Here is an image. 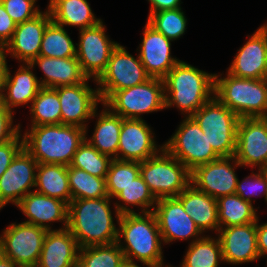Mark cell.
I'll return each instance as SVG.
<instances>
[{"label":"cell","mask_w":267,"mask_h":267,"mask_svg":"<svg viewBox=\"0 0 267 267\" xmlns=\"http://www.w3.org/2000/svg\"><path fill=\"white\" fill-rule=\"evenodd\" d=\"M110 197L75 199L68 204L67 229L79 248L117 242L118 228L110 207Z\"/></svg>","instance_id":"6da1fadb"},{"label":"cell","mask_w":267,"mask_h":267,"mask_svg":"<svg viewBox=\"0 0 267 267\" xmlns=\"http://www.w3.org/2000/svg\"><path fill=\"white\" fill-rule=\"evenodd\" d=\"M118 226L117 243L127 261L136 259L147 267L166 265L161 247L163 240L153 211L121 214Z\"/></svg>","instance_id":"7a4b0ae2"},{"label":"cell","mask_w":267,"mask_h":267,"mask_svg":"<svg viewBox=\"0 0 267 267\" xmlns=\"http://www.w3.org/2000/svg\"><path fill=\"white\" fill-rule=\"evenodd\" d=\"M162 80L165 108L175 106L184 117L192 116L214 96L215 74L182 60Z\"/></svg>","instance_id":"3957f363"},{"label":"cell","mask_w":267,"mask_h":267,"mask_svg":"<svg viewBox=\"0 0 267 267\" xmlns=\"http://www.w3.org/2000/svg\"><path fill=\"white\" fill-rule=\"evenodd\" d=\"M23 136L24 148L38 163L69 166L86 139V129L73 125L30 126Z\"/></svg>","instance_id":"277c9868"},{"label":"cell","mask_w":267,"mask_h":267,"mask_svg":"<svg viewBox=\"0 0 267 267\" xmlns=\"http://www.w3.org/2000/svg\"><path fill=\"white\" fill-rule=\"evenodd\" d=\"M215 97L239 118L267 116V78H238L215 74Z\"/></svg>","instance_id":"5b68a950"},{"label":"cell","mask_w":267,"mask_h":267,"mask_svg":"<svg viewBox=\"0 0 267 267\" xmlns=\"http://www.w3.org/2000/svg\"><path fill=\"white\" fill-rule=\"evenodd\" d=\"M219 157L234 156L240 118L215 95L191 116Z\"/></svg>","instance_id":"8992f818"},{"label":"cell","mask_w":267,"mask_h":267,"mask_svg":"<svg viewBox=\"0 0 267 267\" xmlns=\"http://www.w3.org/2000/svg\"><path fill=\"white\" fill-rule=\"evenodd\" d=\"M140 175L156 199L177 197L191 184V171L164 148L140 162Z\"/></svg>","instance_id":"52a82bcc"},{"label":"cell","mask_w":267,"mask_h":267,"mask_svg":"<svg viewBox=\"0 0 267 267\" xmlns=\"http://www.w3.org/2000/svg\"><path fill=\"white\" fill-rule=\"evenodd\" d=\"M103 104L122 118L143 119L142 114L166 109L163 80L150 78L142 84L117 90Z\"/></svg>","instance_id":"ba28073f"},{"label":"cell","mask_w":267,"mask_h":267,"mask_svg":"<svg viewBox=\"0 0 267 267\" xmlns=\"http://www.w3.org/2000/svg\"><path fill=\"white\" fill-rule=\"evenodd\" d=\"M163 146L190 171L220 158L208 142L206 134L191 116L184 117L175 133Z\"/></svg>","instance_id":"9c48e42d"},{"label":"cell","mask_w":267,"mask_h":267,"mask_svg":"<svg viewBox=\"0 0 267 267\" xmlns=\"http://www.w3.org/2000/svg\"><path fill=\"white\" fill-rule=\"evenodd\" d=\"M139 56L133 57L120 43L114 48L106 69L94 82L103 104L115 91L127 89L149 80Z\"/></svg>","instance_id":"30bf717a"},{"label":"cell","mask_w":267,"mask_h":267,"mask_svg":"<svg viewBox=\"0 0 267 267\" xmlns=\"http://www.w3.org/2000/svg\"><path fill=\"white\" fill-rule=\"evenodd\" d=\"M0 235V253L17 265L38 264L48 230L29 223H11Z\"/></svg>","instance_id":"8fae6325"},{"label":"cell","mask_w":267,"mask_h":267,"mask_svg":"<svg viewBox=\"0 0 267 267\" xmlns=\"http://www.w3.org/2000/svg\"><path fill=\"white\" fill-rule=\"evenodd\" d=\"M105 29L101 21L96 26L79 30L76 58L84 74L92 81H96L104 72L112 51L119 44L109 39Z\"/></svg>","instance_id":"7c38bea8"},{"label":"cell","mask_w":267,"mask_h":267,"mask_svg":"<svg viewBox=\"0 0 267 267\" xmlns=\"http://www.w3.org/2000/svg\"><path fill=\"white\" fill-rule=\"evenodd\" d=\"M234 157L243 167L267 168V119L240 118Z\"/></svg>","instance_id":"4fadbf2b"},{"label":"cell","mask_w":267,"mask_h":267,"mask_svg":"<svg viewBox=\"0 0 267 267\" xmlns=\"http://www.w3.org/2000/svg\"><path fill=\"white\" fill-rule=\"evenodd\" d=\"M238 166L242 167L234 156L220 157L191 171V184L215 199L235 194Z\"/></svg>","instance_id":"5bb4252c"},{"label":"cell","mask_w":267,"mask_h":267,"mask_svg":"<svg viewBox=\"0 0 267 267\" xmlns=\"http://www.w3.org/2000/svg\"><path fill=\"white\" fill-rule=\"evenodd\" d=\"M89 78L81 84L55 87L61 104V124L78 126L88 131L87 122L92 118L101 99L98 88L89 86Z\"/></svg>","instance_id":"9a60e30c"},{"label":"cell","mask_w":267,"mask_h":267,"mask_svg":"<svg viewBox=\"0 0 267 267\" xmlns=\"http://www.w3.org/2000/svg\"><path fill=\"white\" fill-rule=\"evenodd\" d=\"M153 212L164 244L191 238L192 243L204 236L176 197L157 199Z\"/></svg>","instance_id":"2e32d148"},{"label":"cell","mask_w":267,"mask_h":267,"mask_svg":"<svg viewBox=\"0 0 267 267\" xmlns=\"http://www.w3.org/2000/svg\"><path fill=\"white\" fill-rule=\"evenodd\" d=\"M38 162L23 148L0 177V210L8 203L18 205L35 187Z\"/></svg>","instance_id":"e0dca14e"},{"label":"cell","mask_w":267,"mask_h":267,"mask_svg":"<svg viewBox=\"0 0 267 267\" xmlns=\"http://www.w3.org/2000/svg\"><path fill=\"white\" fill-rule=\"evenodd\" d=\"M154 134L145 120L123 118L117 159L140 163L158 154L164 146L157 145Z\"/></svg>","instance_id":"ac0fdd59"},{"label":"cell","mask_w":267,"mask_h":267,"mask_svg":"<svg viewBox=\"0 0 267 267\" xmlns=\"http://www.w3.org/2000/svg\"><path fill=\"white\" fill-rule=\"evenodd\" d=\"M227 73L238 78H267V23L248 35V41L236 53Z\"/></svg>","instance_id":"d6986e66"},{"label":"cell","mask_w":267,"mask_h":267,"mask_svg":"<svg viewBox=\"0 0 267 267\" xmlns=\"http://www.w3.org/2000/svg\"><path fill=\"white\" fill-rule=\"evenodd\" d=\"M216 235L221 244L224 263L238 265L260 259L256 222L220 228Z\"/></svg>","instance_id":"ffe728a7"},{"label":"cell","mask_w":267,"mask_h":267,"mask_svg":"<svg viewBox=\"0 0 267 267\" xmlns=\"http://www.w3.org/2000/svg\"><path fill=\"white\" fill-rule=\"evenodd\" d=\"M171 42L146 22L138 56L151 78L163 79L180 61L171 56Z\"/></svg>","instance_id":"44dd1931"},{"label":"cell","mask_w":267,"mask_h":267,"mask_svg":"<svg viewBox=\"0 0 267 267\" xmlns=\"http://www.w3.org/2000/svg\"><path fill=\"white\" fill-rule=\"evenodd\" d=\"M51 21L47 9L35 18L17 24L11 40L2 49L3 53L6 56L10 54L21 63H30L39 56L44 31Z\"/></svg>","instance_id":"7402d4cb"},{"label":"cell","mask_w":267,"mask_h":267,"mask_svg":"<svg viewBox=\"0 0 267 267\" xmlns=\"http://www.w3.org/2000/svg\"><path fill=\"white\" fill-rule=\"evenodd\" d=\"M28 218L25 223L42 227L46 230H62L68 226V204L58 198L49 197L35 190L29 192L17 205ZM52 222H63L59 229H52Z\"/></svg>","instance_id":"603a6c76"},{"label":"cell","mask_w":267,"mask_h":267,"mask_svg":"<svg viewBox=\"0 0 267 267\" xmlns=\"http://www.w3.org/2000/svg\"><path fill=\"white\" fill-rule=\"evenodd\" d=\"M29 64L33 68L38 66L44 73L45 77L38 79L41 87L72 86L84 83L88 79L76 56L68 58L38 56Z\"/></svg>","instance_id":"cb8c5ba5"},{"label":"cell","mask_w":267,"mask_h":267,"mask_svg":"<svg viewBox=\"0 0 267 267\" xmlns=\"http://www.w3.org/2000/svg\"><path fill=\"white\" fill-rule=\"evenodd\" d=\"M79 245L71 232L49 230L45 236L38 265L40 267L78 266Z\"/></svg>","instance_id":"d4e9b609"},{"label":"cell","mask_w":267,"mask_h":267,"mask_svg":"<svg viewBox=\"0 0 267 267\" xmlns=\"http://www.w3.org/2000/svg\"><path fill=\"white\" fill-rule=\"evenodd\" d=\"M32 70L33 67L29 63L21 64L14 76L11 75L9 67L7 69L1 101L12 113H15L13 109L17 106L28 105L29 107L41 88L38 77Z\"/></svg>","instance_id":"484cf974"},{"label":"cell","mask_w":267,"mask_h":267,"mask_svg":"<svg viewBox=\"0 0 267 267\" xmlns=\"http://www.w3.org/2000/svg\"><path fill=\"white\" fill-rule=\"evenodd\" d=\"M183 205L185 212L193 219L202 233L211 230L218 232L217 200L198 190L190 184L176 197Z\"/></svg>","instance_id":"4316f807"},{"label":"cell","mask_w":267,"mask_h":267,"mask_svg":"<svg viewBox=\"0 0 267 267\" xmlns=\"http://www.w3.org/2000/svg\"><path fill=\"white\" fill-rule=\"evenodd\" d=\"M103 105V110L97 113V109L92 118L97 117L94 133L92 137H86V140L96 148L100 153L117 159L119 146V135L122 127L123 118L114 114L107 106Z\"/></svg>","instance_id":"83f0119b"},{"label":"cell","mask_w":267,"mask_h":267,"mask_svg":"<svg viewBox=\"0 0 267 267\" xmlns=\"http://www.w3.org/2000/svg\"><path fill=\"white\" fill-rule=\"evenodd\" d=\"M51 19L61 26H75L80 29L99 24L87 0H50L47 6Z\"/></svg>","instance_id":"f1b7e54d"},{"label":"cell","mask_w":267,"mask_h":267,"mask_svg":"<svg viewBox=\"0 0 267 267\" xmlns=\"http://www.w3.org/2000/svg\"><path fill=\"white\" fill-rule=\"evenodd\" d=\"M34 188L38 193L58 198L67 204L72 200L67 166L64 165L38 163Z\"/></svg>","instance_id":"f546056e"},{"label":"cell","mask_w":267,"mask_h":267,"mask_svg":"<svg viewBox=\"0 0 267 267\" xmlns=\"http://www.w3.org/2000/svg\"><path fill=\"white\" fill-rule=\"evenodd\" d=\"M115 198L119 200H117L118 203H114V216H116L117 224L121 214L135 213V210L129 207L130 205L140 207L142 210L139 213H146L154 211L157 203V199L141 175L137 176L128 186L122 189Z\"/></svg>","instance_id":"4dcf8cb0"},{"label":"cell","mask_w":267,"mask_h":267,"mask_svg":"<svg viewBox=\"0 0 267 267\" xmlns=\"http://www.w3.org/2000/svg\"><path fill=\"white\" fill-rule=\"evenodd\" d=\"M217 200L220 228L250 224L259 218L253 203L243 200L238 194L226 195Z\"/></svg>","instance_id":"1f68e13d"},{"label":"cell","mask_w":267,"mask_h":267,"mask_svg":"<svg viewBox=\"0 0 267 267\" xmlns=\"http://www.w3.org/2000/svg\"><path fill=\"white\" fill-rule=\"evenodd\" d=\"M211 237L204 235L190 243L180 267H219L223 262L221 244L218 237Z\"/></svg>","instance_id":"d6a6232c"},{"label":"cell","mask_w":267,"mask_h":267,"mask_svg":"<svg viewBox=\"0 0 267 267\" xmlns=\"http://www.w3.org/2000/svg\"><path fill=\"white\" fill-rule=\"evenodd\" d=\"M31 126L61 124V104L55 88L41 87L30 105Z\"/></svg>","instance_id":"836d02e7"},{"label":"cell","mask_w":267,"mask_h":267,"mask_svg":"<svg viewBox=\"0 0 267 267\" xmlns=\"http://www.w3.org/2000/svg\"><path fill=\"white\" fill-rule=\"evenodd\" d=\"M72 200L96 199L109 197L106 189V178L88 174L71 166H67Z\"/></svg>","instance_id":"e575fe53"},{"label":"cell","mask_w":267,"mask_h":267,"mask_svg":"<svg viewBox=\"0 0 267 267\" xmlns=\"http://www.w3.org/2000/svg\"><path fill=\"white\" fill-rule=\"evenodd\" d=\"M39 56L68 58L76 56V44L64 26L51 21L43 34Z\"/></svg>","instance_id":"d590c367"},{"label":"cell","mask_w":267,"mask_h":267,"mask_svg":"<svg viewBox=\"0 0 267 267\" xmlns=\"http://www.w3.org/2000/svg\"><path fill=\"white\" fill-rule=\"evenodd\" d=\"M125 256L117 242L79 249L78 267H120Z\"/></svg>","instance_id":"8d00e7d4"},{"label":"cell","mask_w":267,"mask_h":267,"mask_svg":"<svg viewBox=\"0 0 267 267\" xmlns=\"http://www.w3.org/2000/svg\"><path fill=\"white\" fill-rule=\"evenodd\" d=\"M111 161L110 156L100 153L85 139L75 152L69 166L106 178Z\"/></svg>","instance_id":"74e56055"},{"label":"cell","mask_w":267,"mask_h":267,"mask_svg":"<svg viewBox=\"0 0 267 267\" xmlns=\"http://www.w3.org/2000/svg\"><path fill=\"white\" fill-rule=\"evenodd\" d=\"M140 175V163L112 159L106 176V189L112 199L137 176Z\"/></svg>","instance_id":"f35d334b"},{"label":"cell","mask_w":267,"mask_h":267,"mask_svg":"<svg viewBox=\"0 0 267 267\" xmlns=\"http://www.w3.org/2000/svg\"><path fill=\"white\" fill-rule=\"evenodd\" d=\"M147 22L172 41L183 36L187 26V18L182 8L153 13L148 17Z\"/></svg>","instance_id":"ab89813d"},{"label":"cell","mask_w":267,"mask_h":267,"mask_svg":"<svg viewBox=\"0 0 267 267\" xmlns=\"http://www.w3.org/2000/svg\"><path fill=\"white\" fill-rule=\"evenodd\" d=\"M258 192V193H257ZM235 194H238L243 200L252 203L253 196L265 197L267 199V168L244 178L241 182L237 180ZM264 195V196H263Z\"/></svg>","instance_id":"60d3db41"},{"label":"cell","mask_w":267,"mask_h":267,"mask_svg":"<svg viewBox=\"0 0 267 267\" xmlns=\"http://www.w3.org/2000/svg\"><path fill=\"white\" fill-rule=\"evenodd\" d=\"M37 0H0L7 14L16 23H23L39 15L42 11L36 7Z\"/></svg>","instance_id":"b9f144b4"},{"label":"cell","mask_w":267,"mask_h":267,"mask_svg":"<svg viewBox=\"0 0 267 267\" xmlns=\"http://www.w3.org/2000/svg\"><path fill=\"white\" fill-rule=\"evenodd\" d=\"M21 131L11 140L0 144V177L16 155L24 148Z\"/></svg>","instance_id":"7bdbcfd3"},{"label":"cell","mask_w":267,"mask_h":267,"mask_svg":"<svg viewBox=\"0 0 267 267\" xmlns=\"http://www.w3.org/2000/svg\"><path fill=\"white\" fill-rule=\"evenodd\" d=\"M14 113L9 111L0 101V144L13 139L21 130L20 123L14 125Z\"/></svg>","instance_id":"ee69618b"},{"label":"cell","mask_w":267,"mask_h":267,"mask_svg":"<svg viewBox=\"0 0 267 267\" xmlns=\"http://www.w3.org/2000/svg\"><path fill=\"white\" fill-rule=\"evenodd\" d=\"M17 24L5 11L4 6L0 2V50L11 40Z\"/></svg>","instance_id":"f6af8a7d"},{"label":"cell","mask_w":267,"mask_h":267,"mask_svg":"<svg viewBox=\"0 0 267 267\" xmlns=\"http://www.w3.org/2000/svg\"><path fill=\"white\" fill-rule=\"evenodd\" d=\"M148 2L151 6L148 17L159 11L181 8L182 3L181 0H148Z\"/></svg>","instance_id":"bcb514c9"},{"label":"cell","mask_w":267,"mask_h":267,"mask_svg":"<svg viewBox=\"0 0 267 267\" xmlns=\"http://www.w3.org/2000/svg\"><path fill=\"white\" fill-rule=\"evenodd\" d=\"M259 218L256 222L257 248L260 257L267 255V223L260 224ZM260 224V225H259Z\"/></svg>","instance_id":"7dc6e473"},{"label":"cell","mask_w":267,"mask_h":267,"mask_svg":"<svg viewBox=\"0 0 267 267\" xmlns=\"http://www.w3.org/2000/svg\"><path fill=\"white\" fill-rule=\"evenodd\" d=\"M6 57L7 56L3 53V51L0 50V101L2 100L3 89H4L5 80L7 76V69H8Z\"/></svg>","instance_id":"c3c4849f"},{"label":"cell","mask_w":267,"mask_h":267,"mask_svg":"<svg viewBox=\"0 0 267 267\" xmlns=\"http://www.w3.org/2000/svg\"><path fill=\"white\" fill-rule=\"evenodd\" d=\"M0 267H19V265L14 264L10 259L0 253Z\"/></svg>","instance_id":"681fc988"},{"label":"cell","mask_w":267,"mask_h":267,"mask_svg":"<svg viewBox=\"0 0 267 267\" xmlns=\"http://www.w3.org/2000/svg\"><path fill=\"white\" fill-rule=\"evenodd\" d=\"M120 267H140L137 265V262H130L125 260L124 263Z\"/></svg>","instance_id":"f907efd6"},{"label":"cell","mask_w":267,"mask_h":267,"mask_svg":"<svg viewBox=\"0 0 267 267\" xmlns=\"http://www.w3.org/2000/svg\"><path fill=\"white\" fill-rule=\"evenodd\" d=\"M19 267H40L38 264L20 265Z\"/></svg>","instance_id":"816d5d0a"},{"label":"cell","mask_w":267,"mask_h":267,"mask_svg":"<svg viewBox=\"0 0 267 267\" xmlns=\"http://www.w3.org/2000/svg\"><path fill=\"white\" fill-rule=\"evenodd\" d=\"M166 266H167V267H173V266H171V265H165V266H162V267H166Z\"/></svg>","instance_id":"f5cc1de1"}]
</instances>
